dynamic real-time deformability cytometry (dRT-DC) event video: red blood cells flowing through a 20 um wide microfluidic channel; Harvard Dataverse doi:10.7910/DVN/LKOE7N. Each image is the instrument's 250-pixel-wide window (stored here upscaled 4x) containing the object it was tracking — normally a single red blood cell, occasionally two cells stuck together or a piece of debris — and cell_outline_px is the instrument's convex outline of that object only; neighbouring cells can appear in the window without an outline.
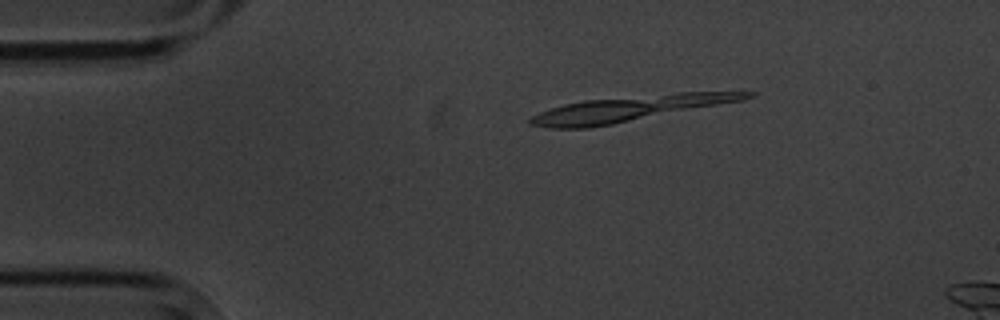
{"species": "common noctule bat (a hibernating species)", "species_latin": "Nyctalus noctula", "temperature_condition": "cold", "stored_images_in_passage": 3, "camera_frame_rate_fps": 3000, "um_per_image_px": 0.085, "animal": {"sex": "male", "body_mass_g": 20.1, "forearm_length_mm": 53.5}, "frame": {"image": 1, "passage_image": 1, "time_ms": 0.0, "image_size_px": [1000, 320], "cell_outline_px": [[756, 96], [744, 100], [612, 124], [588, 128], [548, 128], [528, 124], [528, 120], [532, 116], [540, 112], [564, 104], [584, 100], [680, 92], [756, 92]], "centroid_in_image_um": [53.51, 9.22], "position_along_channel_um": 31.5, "area_um2": 31.79}}